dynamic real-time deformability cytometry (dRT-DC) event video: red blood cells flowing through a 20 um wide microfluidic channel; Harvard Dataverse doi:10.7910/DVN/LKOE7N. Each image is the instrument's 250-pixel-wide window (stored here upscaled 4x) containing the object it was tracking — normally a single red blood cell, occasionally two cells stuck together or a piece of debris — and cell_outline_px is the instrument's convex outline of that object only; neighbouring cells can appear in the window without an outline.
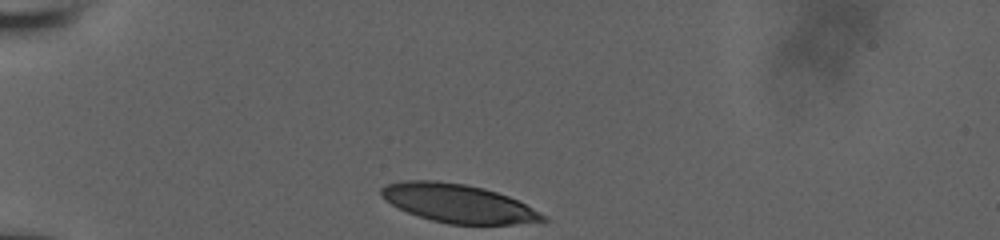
{"species": "human", "species_latin": "Homo sapiens", "temperature_condition": "room temperature", "stored_images_in_passage": 32, "camera_frame_rate_fps": 3000, "um_per_image_px": 0.085, "donor": {"sex": "male"}, "frame": {"image": 1, "passage_image": 1, "time_ms": 0.0, "image_size_px": [1000, 240], "cell_outline_px": [[548, 220], [512, 224], [448, 224], [432, 220], [408, 212], [384, 200], [380, 196], [380, 188], [384, 184], [400, 180], [436, 180], [464, 184], [484, 188], [508, 196], [548, 216]], "centroid_in_image_um": [38.89, 17.27], "position_along_channel_um": 46.1, "area_um2": 36.13}}
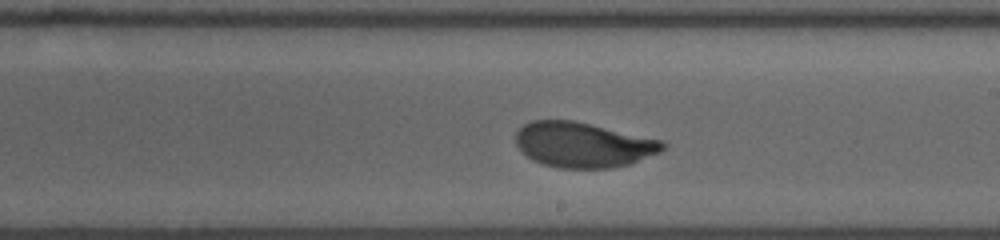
{"frame": {"image": 2, "passage_image": 19, "time_ms": 6.0, "image_size_px": [1000, 240], "cell_outline_px": [[668, 144], [660, 152], [628, 164], [608, 168], [560, 168], [544, 164], [532, 160], [520, 152], [516, 144], [516, 132], [524, 124], [532, 120], [572, 120], [664, 140]], "centroid_in_image_um": [49.55, 12.3], "position_along_channel_um": 239.4, "area_um2": 38.73}}
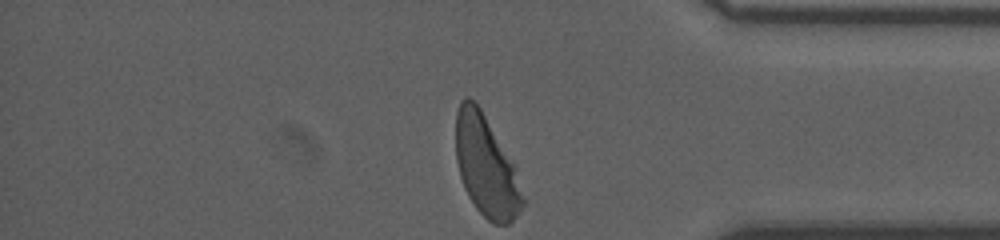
{"frame": {"image": 3, "passage_image": 32, "time_ms": 10.333, "image_size_px": [1000, 240], "cell_outline_px": [[524, 204], [516, 216], [508, 224], [492, 224], [476, 208], [468, 196], [464, 188], [460, 176], [456, 160], [456, 112], [460, 100], [464, 96], [468, 96], [480, 108], [516, 164], [524, 200]], "centroid_in_image_um": [41.33, 14.12], "position_along_channel_um": 393.9, "area_um2": 39.65}, "authors_computed_cell_mechanics": {"area_um2": 39.4774, "velocity_mm_per_s": 3.8942, "shape_relaxation_time_tau1_ms": 3.5504, "shape_relaxation_time_tau2_ms": null, "deformation_change_tau1": 0.1899, "deformation_change_tau2": null}}